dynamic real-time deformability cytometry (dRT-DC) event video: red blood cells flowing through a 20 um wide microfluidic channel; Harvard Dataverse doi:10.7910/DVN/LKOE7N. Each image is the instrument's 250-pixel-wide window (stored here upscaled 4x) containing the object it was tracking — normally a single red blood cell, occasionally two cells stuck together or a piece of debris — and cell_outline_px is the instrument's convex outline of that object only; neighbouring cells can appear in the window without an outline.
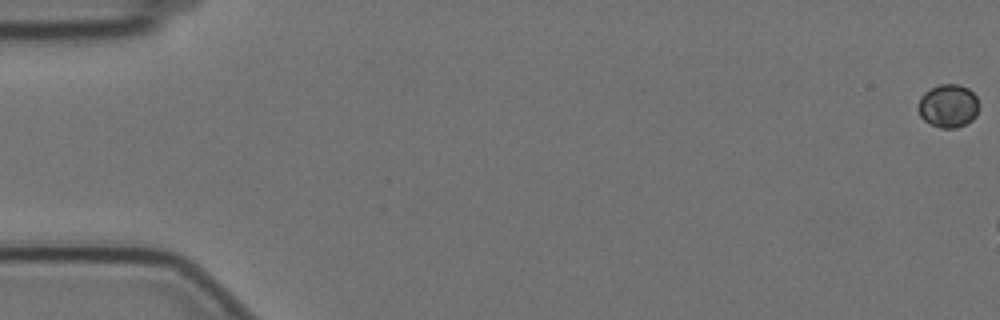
{"species": "Egyptian fruit bat (a non-hibernating species)", "species_latin": "Rousettus aegyptiacus", "temperature_condition": "cold", "stored_images_in_passage": 5, "camera_frame_rate_fps": 3000, "um_per_image_px": 0.085, "animal": {"sex": "female"}, "frame": {"image": 1, "passage_image": 1, "time_ms": 0.0, "image_size_px": [1000, 320], "cell_outline_px": [[980, 104], [976, 116], [972, 120], [956, 128], [940, 128], [928, 124], [920, 116], [916, 108], [920, 96], [924, 92], [940, 84], [960, 84], [968, 88], [976, 96]], "centroid_in_image_um": [80.58, 9.0], "position_along_channel_um": 4.4, "area_um2": 15.66}}